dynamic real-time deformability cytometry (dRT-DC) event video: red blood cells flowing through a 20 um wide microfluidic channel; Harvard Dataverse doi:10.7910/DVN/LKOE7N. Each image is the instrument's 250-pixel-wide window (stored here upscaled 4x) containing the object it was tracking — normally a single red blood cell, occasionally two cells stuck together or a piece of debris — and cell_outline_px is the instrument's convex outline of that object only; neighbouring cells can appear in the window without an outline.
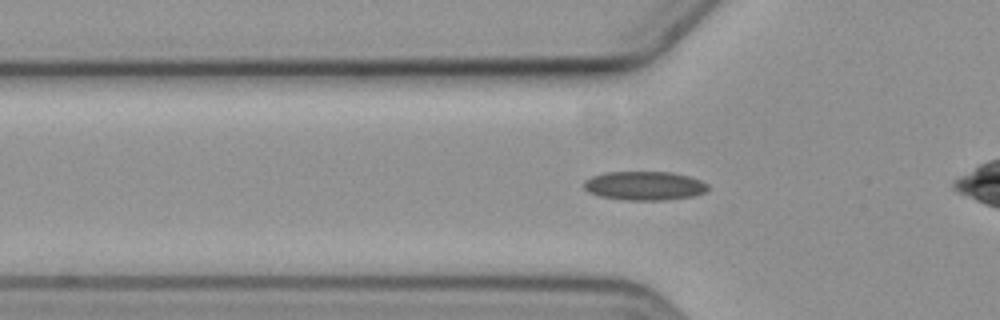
{"species": "common noctule bat (a hibernating species)", "species_latin": "Nyctalus noctula", "temperature_condition": "cold", "stored_images_in_passage": 28, "camera_frame_rate_fps": 3000, "um_per_image_px": 0.085, "animal": {"sex": "female", "body_mass_g": 19.3, "forearm_length_mm": 54.1}, "frame": {"image": 1, "passage_image": 12, "time_ms": 3.667, "image_size_px": [1000, 320], "cell_outline_px": [[708, 188], [704, 192], [692, 196], [668, 200], [624, 200], [600, 196], [588, 192], [584, 188], [584, 180], [592, 176], [604, 172], [672, 172], [688, 176], [700, 180], [708, 184]], "centroid_in_image_um": [54.75, 15.79], "position_along_channel_um": 71.0, "area_um2": 20.92}}
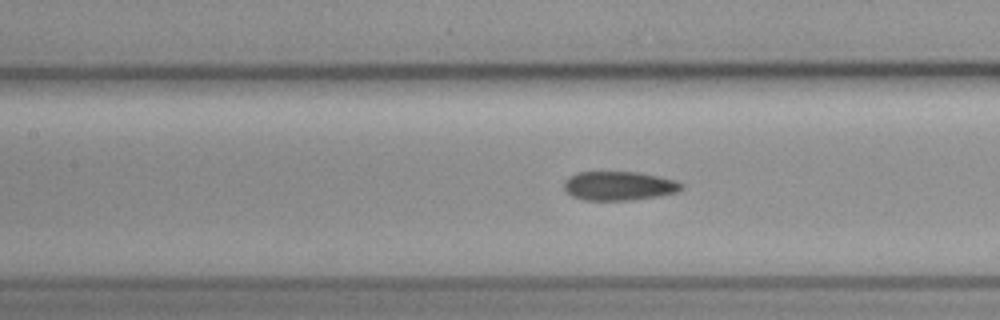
{"frame": {"image": 2, "passage_image": 19, "time_ms": 6.0, "image_size_px": [1000, 320], "cell_outline_px": [[684, 188], [676, 192], [660, 196], [632, 200], [584, 200], [572, 196], [564, 188], [564, 180], [568, 176], [576, 172], [636, 172], [676, 180], [684, 184]], "centroid_in_image_um": [52.61, 15.8], "position_along_channel_um": 154.8, "area_um2": 19.94}}
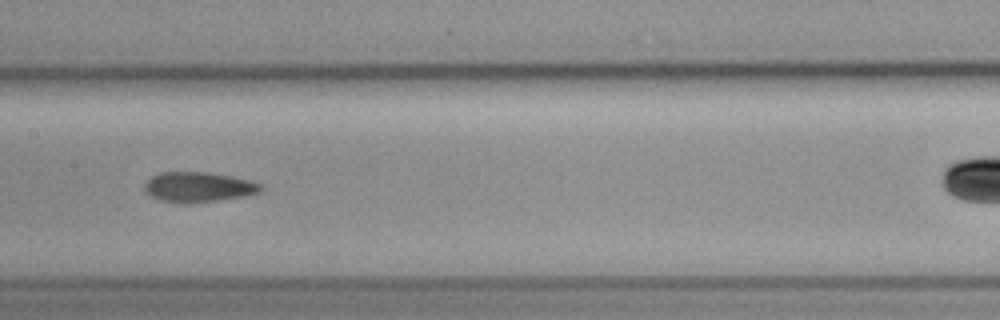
{"frame": {"image": 3, "passage_image": 22, "time_ms": 7.0, "image_size_px": [1000, 320], "cell_outline_px": [[264, 188], [260, 192], [244, 196], [188, 204], [184, 204], [160, 200], [148, 196], [144, 192], [144, 184], [152, 176], [160, 172], [212, 172], [232, 176], [248, 180], [260, 184]], "centroid_in_image_um": [16.82, 15.9], "position_along_channel_um": 190.6, "area_um2": 20.58}}